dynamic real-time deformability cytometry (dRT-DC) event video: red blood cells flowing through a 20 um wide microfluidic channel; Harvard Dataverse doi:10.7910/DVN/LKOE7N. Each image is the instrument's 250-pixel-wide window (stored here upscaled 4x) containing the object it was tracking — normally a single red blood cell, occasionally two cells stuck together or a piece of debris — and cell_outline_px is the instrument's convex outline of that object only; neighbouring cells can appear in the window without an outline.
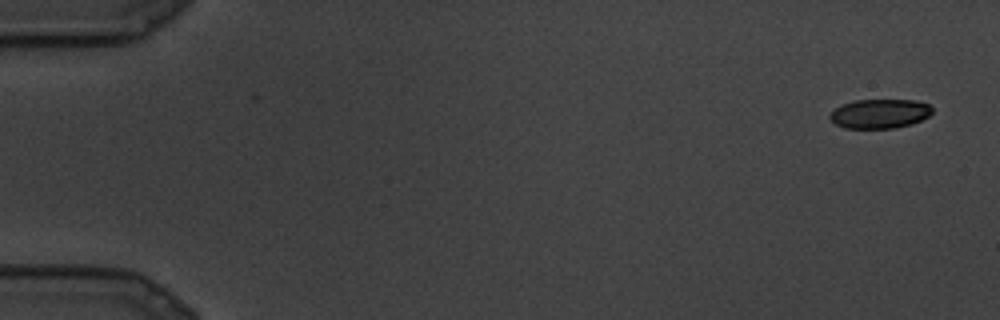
{"species": "common noctule bat (a hibernating species)", "species_latin": "Nyctalus noctula", "temperature_condition": "cold", "stored_images_in_passage": 10, "camera_frame_rate_fps": 3000, "um_per_image_px": 0.085, "animal": {"sex": "male", "body_mass_g": 19.5, "forearm_length_mm": 54.6}, "frame": {"image": 1, "passage_image": 1, "time_ms": 0.0, "image_size_px": [1000, 320], "cell_outline_px": [[932, 112], [928, 116], [912, 124], [896, 128], [844, 128], [836, 124], [828, 116], [836, 108], [844, 104], [856, 100], [916, 100], [928, 104], [932, 108]], "centroid_in_image_um": [74.8, 9.66], "position_along_channel_um": 10.2, "area_um2": 17.34}}
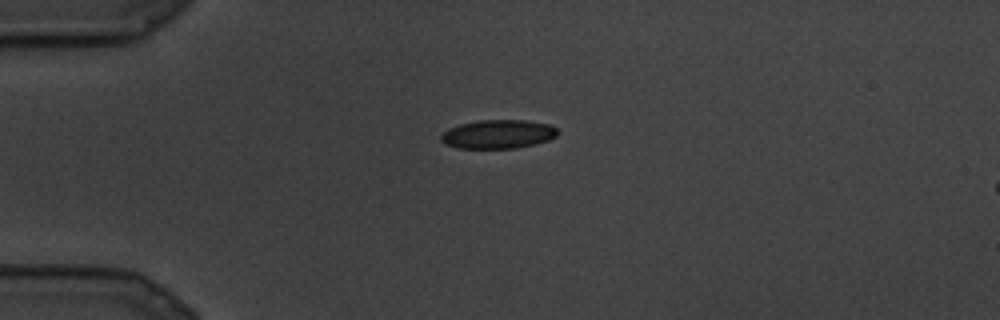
{"frame": {"image": 2, "passage_image": 7, "time_ms": 2.0, "image_size_px": [1000, 320], "cell_outline_px": [[556, 136], [548, 140], [536, 144], [516, 148], [456, 148], [444, 144], [440, 140], [440, 136], [448, 128], [460, 124], [480, 120], [524, 120], [548, 124], [556, 128]], "centroid_in_image_um": [42.29, 11.41], "position_along_channel_um": 42.7, "area_um2": 19.54}}
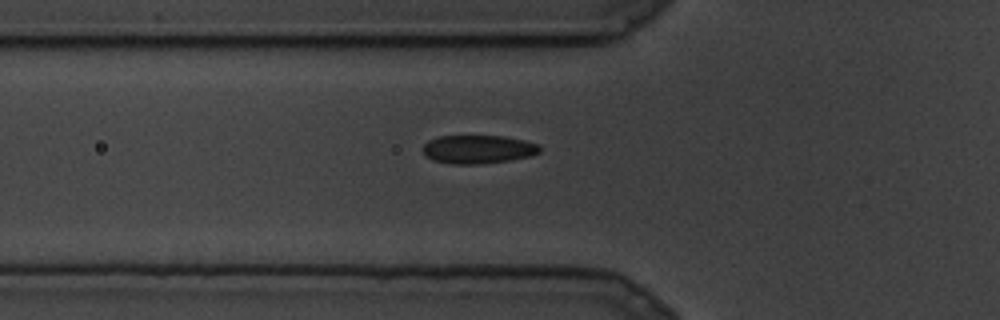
{"frame": {"image": 3, "passage_image": 10, "time_ms": 3.0, "image_size_px": [1000, 320], "cell_outline_px": [[540, 152], [528, 156], [508, 160], [480, 164], [452, 164], [432, 160], [424, 156], [424, 144], [428, 140], [440, 136], [504, 136], [524, 140], [540, 144]], "centroid_in_image_um": [40.62, 12.69], "position_along_channel_um": 85.2, "area_um2": 19.36}}